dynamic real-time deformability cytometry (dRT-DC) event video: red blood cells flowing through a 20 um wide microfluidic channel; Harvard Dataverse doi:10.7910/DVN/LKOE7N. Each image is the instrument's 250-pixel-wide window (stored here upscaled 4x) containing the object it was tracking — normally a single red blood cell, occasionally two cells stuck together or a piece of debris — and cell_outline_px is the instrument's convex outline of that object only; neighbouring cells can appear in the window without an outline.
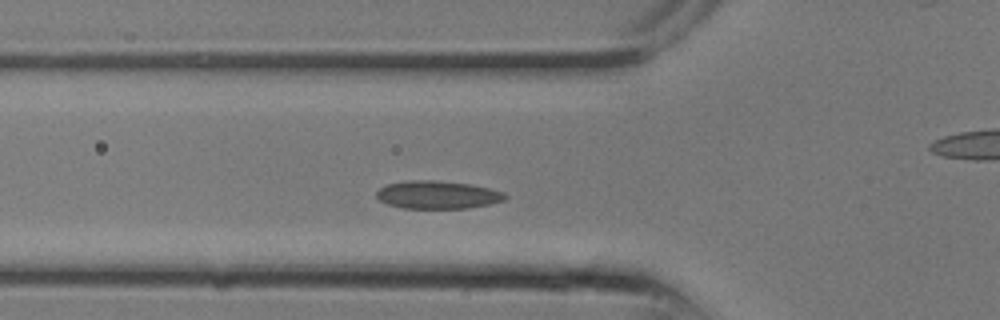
{"species": "common noctule bat (a hibernating species)", "species_latin": "Nyctalus noctula", "temperature_condition": "room temperature", "stored_images_in_passage": 18, "camera_frame_rate_fps": 3000, "um_per_image_px": 0.085, "animal": {"sex": "male", "body_mass_g": 13.3}, "frame": {"image": 1, "passage_image": 6, "time_ms": 1.667, "image_size_px": [1000, 320], "cell_outline_px": [[508, 196], [504, 200], [488, 204], [468, 208], [404, 208], [388, 204], [380, 200], [376, 196], [376, 192], [380, 188], [388, 184], [408, 180], [432, 180], [468, 184], [488, 188], [504, 192]], "centroid_in_image_um": [37.18, 16.56], "position_along_channel_um": 88.6, "area_um2": 20.69}}
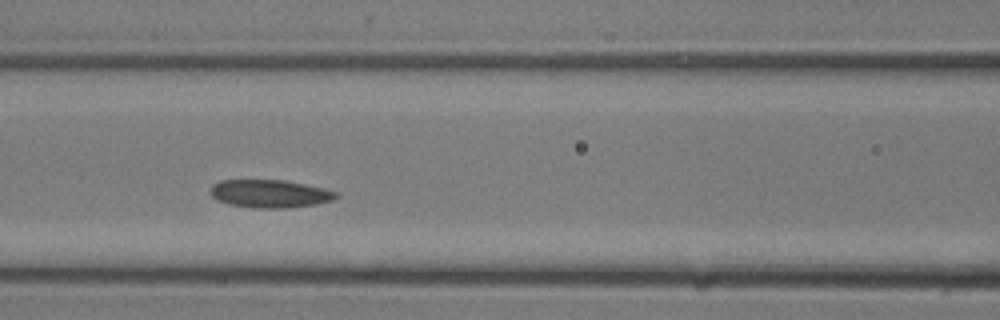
{"frame": {"image": 2, "passage_image": 8, "time_ms": 2.333, "image_size_px": [1000, 320], "cell_outline_px": [[340, 196], [332, 200], [316, 204], [284, 208], [252, 208], [228, 204], [216, 200], [212, 196], [212, 184], [220, 180], [284, 180], [324, 188], [336, 192]], "centroid_in_image_um": [22.93, 16.46], "position_along_channel_um": 143.7, "area_um2": 20.46}}
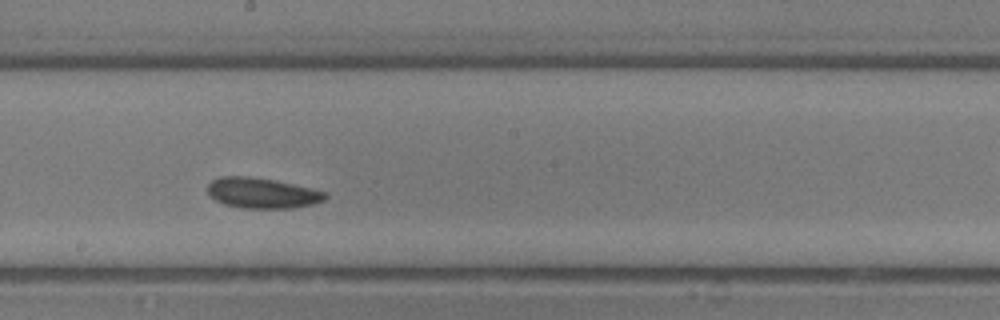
{"frame": {"image": 3, "passage_image": 11, "time_ms": 3.333, "image_size_px": [1000, 320], "cell_outline_px": [[328, 196], [324, 200], [312, 204], [292, 208], [240, 208], [224, 204], [216, 200], [208, 192], [208, 184], [212, 180], [220, 176], [248, 176], [272, 180], [312, 188], [324, 192]], "centroid_in_image_um": [22.26, 16.41], "position_along_channel_um": 225.9, "area_um2": 20.69}}